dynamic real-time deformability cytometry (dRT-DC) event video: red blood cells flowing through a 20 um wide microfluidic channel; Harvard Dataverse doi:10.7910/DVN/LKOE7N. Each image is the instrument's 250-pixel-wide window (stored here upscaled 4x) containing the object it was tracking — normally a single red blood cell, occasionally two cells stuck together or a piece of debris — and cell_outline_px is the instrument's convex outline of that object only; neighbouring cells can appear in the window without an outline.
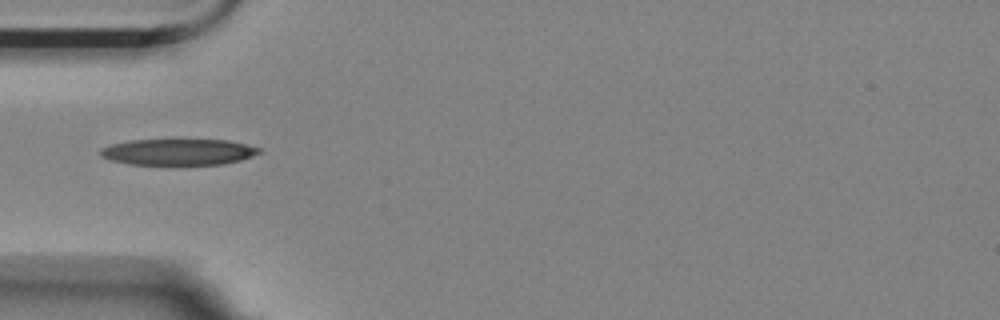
{"species": "Egyptian fruit bat (a non-hibernating species)", "species_latin": "Rousettus aegyptiacus", "temperature_condition": "room temperature", "stored_images_in_passage": 4, "camera_frame_rate_fps": 3000, "um_per_image_px": 0.085, "animal": {"sex": "female"}, "frame": {"image": 1, "passage_image": 1, "time_ms": 0.0, "image_size_px": [1000, 320], "cell_outline_px": [[260, 152], [252, 156], [240, 160], [224, 164], [132, 164], [112, 160], [100, 156], [100, 148], [112, 144], [128, 140], [172, 136], [176, 136], [228, 140], [248, 144], [260, 148]], "centroid_in_image_um": [15.16, 12.84], "position_along_channel_um": 69.8, "area_um2": 25.55}}